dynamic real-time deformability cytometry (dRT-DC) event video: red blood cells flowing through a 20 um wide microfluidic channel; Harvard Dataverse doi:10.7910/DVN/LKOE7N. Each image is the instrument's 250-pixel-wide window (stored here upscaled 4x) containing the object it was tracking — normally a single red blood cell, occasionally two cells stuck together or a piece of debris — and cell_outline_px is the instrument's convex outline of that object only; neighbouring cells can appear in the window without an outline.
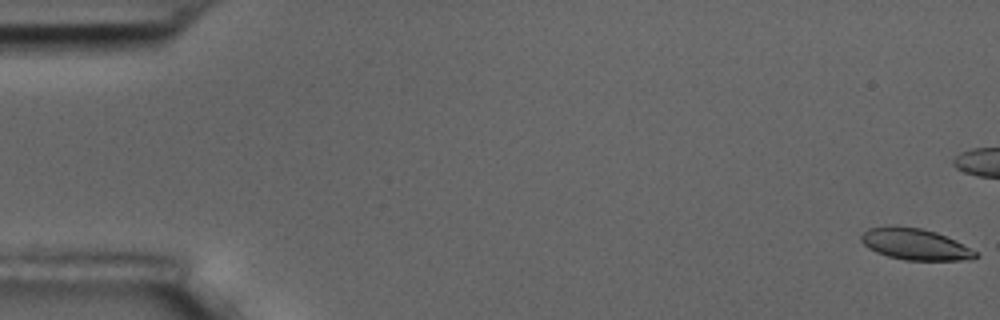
{"species": "common noctule bat (a hibernating species)", "species_latin": "Nyctalus noctula", "temperature_condition": "room temperature", "stored_images_in_passage": 5, "camera_frame_rate_fps": 3000, "um_per_image_px": 0.085, "animal": {"sex": "male", "body_mass_g": 17.5, "forearm_length_mm": 52.3}, "frame": {"image": 1, "passage_image": 1, "time_ms": 0.0, "image_size_px": [1000, 320], "cell_outline_px": [[980, 256], [972, 260], [904, 260], [888, 256], [876, 252], [868, 248], [860, 240], [860, 236], [868, 228], [888, 224], [896, 224], [920, 228], [936, 232], [976, 252]], "centroid_in_image_um": [77.71, 20.74], "position_along_channel_um": 7.3, "area_um2": 20.98}}